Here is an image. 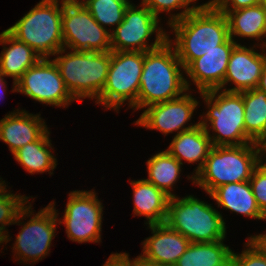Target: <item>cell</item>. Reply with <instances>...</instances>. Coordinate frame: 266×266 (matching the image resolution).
Masks as SVG:
<instances>
[{"label": "cell", "instance_id": "cell-21", "mask_svg": "<svg viewBox=\"0 0 266 266\" xmlns=\"http://www.w3.org/2000/svg\"><path fill=\"white\" fill-rule=\"evenodd\" d=\"M129 182L133 188V214L145 216L147 225L165 223L170 197L145 179Z\"/></svg>", "mask_w": 266, "mask_h": 266}, {"label": "cell", "instance_id": "cell-19", "mask_svg": "<svg viewBox=\"0 0 266 266\" xmlns=\"http://www.w3.org/2000/svg\"><path fill=\"white\" fill-rule=\"evenodd\" d=\"M172 141L167 149L169 154L176 158L181 164L183 160L189 164L197 163L192 176L188 179L194 183V176L202 169L209 152L213 148L212 142L205 131V128L198 125L196 128L181 132L172 137Z\"/></svg>", "mask_w": 266, "mask_h": 266}, {"label": "cell", "instance_id": "cell-32", "mask_svg": "<svg viewBox=\"0 0 266 266\" xmlns=\"http://www.w3.org/2000/svg\"><path fill=\"white\" fill-rule=\"evenodd\" d=\"M256 203L266 216V170L258 165L249 180Z\"/></svg>", "mask_w": 266, "mask_h": 266}, {"label": "cell", "instance_id": "cell-10", "mask_svg": "<svg viewBox=\"0 0 266 266\" xmlns=\"http://www.w3.org/2000/svg\"><path fill=\"white\" fill-rule=\"evenodd\" d=\"M158 19L142 2L135 6L128 5L123 21L112 28L111 51L147 52L160 47L167 39L168 32L159 27ZM156 35L154 42L148 44L151 35Z\"/></svg>", "mask_w": 266, "mask_h": 266}, {"label": "cell", "instance_id": "cell-17", "mask_svg": "<svg viewBox=\"0 0 266 266\" xmlns=\"http://www.w3.org/2000/svg\"><path fill=\"white\" fill-rule=\"evenodd\" d=\"M148 227L153 235L141 243L143 249L139 256L152 263L174 266L191 242L166 223Z\"/></svg>", "mask_w": 266, "mask_h": 266}, {"label": "cell", "instance_id": "cell-41", "mask_svg": "<svg viewBox=\"0 0 266 266\" xmlns=\"http://www.w3.org/2000/svg\"><path fill=\"white\" fill-rule=\"evenodd\" d=\"M258 144H264V145H266V135H265V137Z\"/></svg>", "mask_w": 266, "mask_h": 266}, {"label": "cell", "instance_id": "cell-35", "mask_svg": "<svg viewBox=\"0 0 266 266\" xmlns=\"http://www.w3.org/2000/svg\"><path fill=\"white\" fill-rule=\"evenodd\" d=\"M266 252V233L250 236Z\"/></svg>", "mask_w": 266, "mask_h": 266}, {"label": "cell", "instance_id": "cell-11", "mask_svg": "<svg viewBox=\"0 0 266 266\" xmlns=\"http://www.w3.org/2000/svg\"><path fill=\"white\" fill-rule=\"evenodd\" d=\"M95 190H74L69 193L63 219L67 237L72 242L100 243L103 219V205Z\"/></svg>", "mask_w": 266, "mask_h": 266}, {"label": "cell", "instance_id": "cell-1", "mask_svg": "<svg viewBox=\"0 0 266 266\" xmlns=\"http://www.w3.org/2000/svg\"><path fill=\"white\" fill-rule=\"evenodd\" d=\"M174 40L168 41L175 47L178 59L186 69L195 59L217 49L229 38L226 15L208 3L201 11L193 12L175 21L170 26Z\"/></svg>", "mask_w": 266, "mask_h": 266}, {"label": "cell", "instance_id": "cell-8", "mask_svg": "<svg viewBox=\"0 0 266 266\" xmlns=\"http://www.w3.org/2000/svg\"><path fill=\"white\" fill-rule=\"evenodd\" d=\"M57 212L54 201L35 214L30 202L20 211L14 223L23 226L12 247L15 261L35 264L50 254L51 242L56 236V225L59 223ZM26 216L31 218L25 223L21 222L26 220Z\"/></svg>", "mask_w": 266, "mask_h": 266}, {"label": "cell", "instance_id": "cell-9", "mask_svg": "<svg viewBox=\"0 0 266 266\" xmlns=\"http://www.w3.org/2000/svg\"><path fill=\"white\" fill-rule=\"evenodd\" d=\"M143 61L144 52L110 51L106 82L95 103L117 113L126 101L131 108L137 102Z\"/></svg>", "mask_w": 266, "mask_h": 266}, {"label": "cell", "instance_id": "cell-38", "mask_svg": "<svg viewBox=\"0 0 266 266\" xmlns=\"http://www.w3.org/2000/svg\"><path fill=\"white\" fill-rule=\"evenodd\" d=\"M257 88L262 90L266 94V66L262 71Z\"/></svg>", "mask_w": 266, "mask_h": 266}, {"label": "cell", "instance_id": "cell-5", "mask_svg": "<svg viewBox=\"0 0 266 266\" xmlns=\"http://www.w3.org/2000/svg\"><path fill=\"white\" fill-rule=\"evenodd\" d=\"M258 165L259 147L256 142L239 146H213L204 166L194 176L193 185L210 194L219 186L249 181Z\"/></svg>", "mask_w": 266, "mask_h": 266}, {"label": "cell", "instance_id": "cell-36", "mask_svg": "<svg viewBox=\"0 0 266 266\" xmlns=\"http://www.w3.org/2000/svg\"><path fill=\"white\" fill-rule=\"evenodd\" d=\"M134 266H166V265L149 262L138 255L137 257L134 258Z\"/></svg>", "mask_w": 266, "mask_h": 266}, {"label": "cell", "instance_id": "cell-26", "mask_svg": "<svg viewBox=\"0 0 266 266\" xmlns=\"http://www.w3.org/2000/svg\"><path fill=\"white\" fill-rule=\"evenodd\" d=\"M146 163L148 178L145 180L154 184L170 198L174 197L175 194L171 191L181 176L183 164L166 150L154 154Z\"/></svg>", "mask_w": 266, "mask_h": 266}, {"label": "cell", "instance_id": "cell-7", "mask_svg": "<svg viewBox=\"0 0 266 266\" xmlns=\"http://www.w3.org/2000/svg\"><path fill=\"white\" fill-rule=\"evenodd\" d=\"M62 11L63 5L41 0L6 30L30 46L41 58H51L64 48Z\"/></svg>", "mask_w": 266, "mask_h": 266}, {"label": "cell", "instance_id": "cell-31", "mask_svg": "<svg viewBox=\"0 0 266 266\" xmlns=\"http://www.w3.org/2000/svg\"><path fill=\"white\" fill-rule=\"evenodd\" d=\"M244 245L241 254L232 252L229 266H266V252L251 237Z\"/></svg>", "mask_w": 266, "mask_h": 266}, {"label": "cell", "instance_id": "cell-16", "mask_svg": "<svg viewBox=\"0 0 266 266\" xmlns=\"http://www.w3.org/2000/svg\"><path fill=\"white\" fill-rule=\"evenodd\" d=\"M237 44H240L238 40L229 38L224 44L218 45L217 49L195 59L185 69V74L190 79L189 81L185 77L188 90H191L190 82L196 85L198 92L218 89L224 82L231 52Z\"/></svg>", "mask_w": 266, "mask_h": 266}, {"label": "cell", "instance_id": "cell-2", "mask_svg": "<svg viewBox=\"0 0 266 266\" xmlns=\"http://www.w3.org/2000/svg\"><path fill=\"white\" fill-rule=\"evenodd\" d=\"M185 68L168 39L158 48L144 52L137 102L132 110L176 99L188 91Z\"/></svg>", "mask_w": 266, "mask_h": 266}, {"label": "cell", "instance_id": "cell-20", "mask_svg": "<svg viewBox=\"0 0 266 266\" xmlns=\"http://www.w3.org/2000/svg\"><path fill=\"white\" fill-rule=\"evenodd\" d=\"M0 72L13 78V89L16 92V82L24 72L37 63L41 57L30 46L17 40L7 30L0 33ZM8 45V46H6Z\"/></svg>", "mask_w": 266, "mask_h": 266}, {"label": "cell", "instance_id": "cell-24", "mask_svg": "<svg viewBox=\"0 0 266 266\" xmlns=\"http://www.w3.org/2000/svg\"><path fill=\"white\" fill-rule=\"evenodd\" d=\"M50 131L48 130L39 140L28 143L19 148L12 155L25 171L32 174L49 172L53 174L57 166V159L52 153Z\"/></svg>", "mask_w": 266, "mask_h": 266}, {"label": "cell", "instance_id": "cell-18", "mask_svg": "<svg viewBox=\"0 0 266 266\" xmlns=\"http://www.w3.org/2000/svg\"><path fill=\"white\" fill-rule=\"evenodd\" d=\"M48 129L41 114L16 109L0 120V140L13 154L24 145L39 140Z\"/></svg>", "mask_w": 266, "mask_h": 266}, {"label": "cell", "instance_id": "cell-40", "mask_svg": "<svg viewBox=\"0 0 266 266\" xmlns=\"http://www.w3.org/2000/svg\"><path fill=\"white\" fill-rule=\"evenodd\" d=\"M4 77L6 76L0 72V99L3 97L4 92H6L5 89L7 88V82L5 81Z\"/></svg>", "mask_w": 266, "mask_h": 266}, {"label": "cell", "instance_id": "cell-3", "mask_svg": "<svg viewBox=\"0 0 266 266\" xmlns=\"http://www.w3.org/2000/svg\"><path fill=\"white\" fill-rule=\"evenodd\" d=\"M199 94L208 109L200 116L199 124L205 128L213 146L255 143L245 132L244 101L240 92L213 89Z\"/></svg>", "mask_w": 266, "mask_h": 266}, {"label": "cell", "instance_id": "cell-22", "mask_svg": "<svg viewBox=\"0 0 266 266\" xmlns=\"http://www.w3.org/2000/svg\"><path fill=\"white\" fill-rule=\"evenodd\" d=\"M207 195L216 201L218 208L222 207L255 220H266V216L257 206L249 181L225 184Z\"/></svg>", "mask_w": 266, "mask_h": 266}, {"label": "cell", "instance_id": "cell-14", "mask_svg": "<svg viewBox=\"0 0 266 266\" xmlns=\"http://www.w3.org/2000/svg\"><path fill=\"white\" fill-rule=\"evenodd\" d=\"M192 91L185 92L182 96L165 102L149 105L143 110L140 117L133 123L148 130H158L163 135L185 132L196 128L199 124L190 123L194 111L199 106V101L194 98ZM187 123V126H186Z\"/></svg>", "mask_w": 266, "mask_h": 266}, {"label": "cell", "instance_id": "cell-37", "mask_svg": "<svg viewBox=\"0 0 266 266\" xmlns=\"http://www.w3.org/2000/svg\"><path fill=\"white\" fill-rule=\"evenodd\" d=\"M258 147H259V165L266 170V159H265L266 158V145L258 144Z\"/></svg>", "mask_w": 266, "mask_h": 266}, {"label": "cell", "instance_id": "cell-23", "mask_svg": "<svg viewBox=\"0 0 266 266\" xmlns=\"http://www.w3.org/2000/svg\"><path fill=\"white\" fill-rule=\"evenodd\" d=\"M226 15L230 38H250L259 41V46L266 48V8L262 4L240 8L234 11H220Z\"/></svg>", "mask_w": 266, "mask_h": 266}, {"label": "cell", "instance_id": "cell-39", "mask_svg": "<svg viewBox=\"0 0 266 266\" xmlns=\"http://www.w3.org/2000/svg\"><path fill=\"white\" fill-rule=\"evenodd\" d=\"M56 2L61 5H77V4H84L86 0H50Z\"/></svg>", "mask_w": 266, "mask_h": 266}, {"label": "cell", "instance_id": "cell-42", "mask_svg": "<svg viewBox=\"0 0 266 266\" xmlns=\"http://www.w3.org/2000/svg\"><path fill=\"white\" fill-rule=\"evenodd\" d=\"M260 4H262L266 8V0H260Z\"/></svg>", "mask_w": 266, "mask_h": 266}, {"label": "cell", "instance_id": "cell-33", "mask_svg": "<svg viewBox=\"0 0 266 266\" xmlns=\"http://www.w3.org/2000/svg\"><path fill=\"white\" fill-rule=\"evenodd\" d=\"M218 11H234L260 4V0H210Z\"/></svg>", "mask_w": 266, "mask_h": 266}, {"label": "cell", "instance_id": "cell-28", "mask_svg": "<svg viewBox=\"0 0 266 266\" xmlns=\"http://www.w3.org/2000/svg\"><path fill=\"white\" fill-rule=\"evenodd\" d=\"M9 191L7 190V184L4 180L0 185V245L3 243L7 244L11 241L6 226L14 225L20 211L30 201L28 196L17 193L13 194L11 190Z\"/></svg>", "mask_w": 266, "mask_h": 266}, {"label": "cell", "instance_id": "cell-15", "mask_svg": "<svg viewBox=\"0 0 266 266\" xmlns=\"http://www.w3.org/2000/svg\"><path fill=\"white\" fill-rule=\"evenodd\" d=\"M259 45L246 47L237 44L230 55L223 84L218 88L228 92H241L257 88L260 76L266 66L265 47L262 52L255 51ZM255 48V49H254ZM228 83L235 85L226 88Z\"/></svg>", "mask_w": 266, "mask_h": 266}, {"label": "cell", "instance_id": "cell-43", "mask_svg": "<svg viewBox=\"0 0 266 266\" xmlns=\"http://www.w3.org/2000/svg\"><path fill=\"white\" fill-rule=\"evenodd\" d=\"M0 185L4 182V180L2 179V177H0Z\"/></svg>", "mask_w": 266, "mask_h": 266}, {"label": "cell", "instance_id": "cell-27", "mask_svg": "<svg viewBox=\"0 0 266 266\" xmlns=\"http://www.w3.org/2000/svg\"><path fill=\"white\" fill-rule=\"evenodd\" d=\"M240 93L244 101L245 132L259 143L266 135V94L258 88Z\"/></svg>", "mask_w": 266, "mask_h": 266}, {"label": "cell", "instance_id": "cell-13", "mask_svg": "<svg viewBox=\"0 0 266 266\" xmlns=\"http://www.w3.org/2000/svg\"><path fill=\"white\" fill-rule=\"evenodd\" d=\"M16 92L41 104L67 108L75 99L66 89L54 60L41 58L16 82Z\"/></svg>", "mask_w": 266, "mask_h": 266}, {"label": "cell", "instance_id": "cell-25", "mask_svg": "<svg viewBox=\"0 0 266 266\" xmlns=\"http://www.w3.org/2000/svg\"><path fill=\"white\" fill-rule=\"evenodd\" d=\"M224 241L191 243L174 266H229L233 251Z\"/></svg>", "mask_w": 266, "mask_h": 266}, {"label": "cell", "instance_id": "cell-6", "mask_svg": "<svg viewBox=\"0 0 266 266\" xmlns=\"http://www.w3.org/2000/svg\"><path fill=\"white\" fill-rule=\"evenodd\" d=\"M66 50H59L53 58L66 89L77 101L82 102L85 98L96 100L106 82L110 52Z\"/></svg>", "mask_w": 266, "mask_h": 266}, {"label": "cell", "instance_id": "cell-29", "mask_svg": "<svg viewBox=\"0 0 266 266\" xmlns=\"http://www.w3.org/2000/svg\"><path fill=\"white\" fill-rule=\"evenodd\" d=\"M130 0H86L83 4L90 12L92 17L104 29L107 26H118L124 19L125 11Z\"/></svg>", "mask_w": 266, "mask_h": 266}, {"label": "cell", "instance_id": "cell-4", "mask_svg": "<svg viewBox=\"0 0 266 266\" xmlns=\"http://www.w3.org/2000/svg\"><path fill=\"white\" fill-rule=\"evenodd\" d=\"M165 223L191 243L225 240L227 234L222 213L194 195L170 198Z\"/></svg>", "mask_w": 266, "mask_h": 266}, {"label": "cell", "instance_id": "cell-30", "mask_svg": "<svg viewBox=\"0 0 266 266\" xmlns=\"http://www.w3.org/2000/svg\"><path fill=\"white\" fill-rule=\"evenodd\" d=\"M198 0H142V3L158 18L160 13L166 12L169 15L167 25L170 26L175 21L184 18L186 15L201 11L209 2L201 5H195ZM193 3V4H192ZM191 5V6H190ZM175 9L182 11L179 13H170ZM170 13V14H169ZM171 15V16H170Z\"/></svg>", "mask_w": 266, "mask_h": 266}, {"label": "cell", "instance_id": "cell-34", "mask_svg": "<svg viewBox=\"0 0 266 266\" xmlns=\"http://www.w3.org/2000/svg\"><path fill=\"white\" fill-rule=\"evenodd\" d=\"M102 266H134V258H129V253H112Z\"/></svg>", "mask_w": 266, "mask_h": 266}, {"label": "cell", "instance_id": "cell-12", "mask_svg": "<svg viewBox=\"0 0 266 266\" xmlns=\"http://www.w3.org/2000/svg\"><path fill=\"white\" fill-rule=\"evenodd\" d=\"M111 29H104L83 4L63 5L64 48L74 51L110 52Z\"/></svg>", "mask_w": 266, "mask_h": 266}]
</instances>
